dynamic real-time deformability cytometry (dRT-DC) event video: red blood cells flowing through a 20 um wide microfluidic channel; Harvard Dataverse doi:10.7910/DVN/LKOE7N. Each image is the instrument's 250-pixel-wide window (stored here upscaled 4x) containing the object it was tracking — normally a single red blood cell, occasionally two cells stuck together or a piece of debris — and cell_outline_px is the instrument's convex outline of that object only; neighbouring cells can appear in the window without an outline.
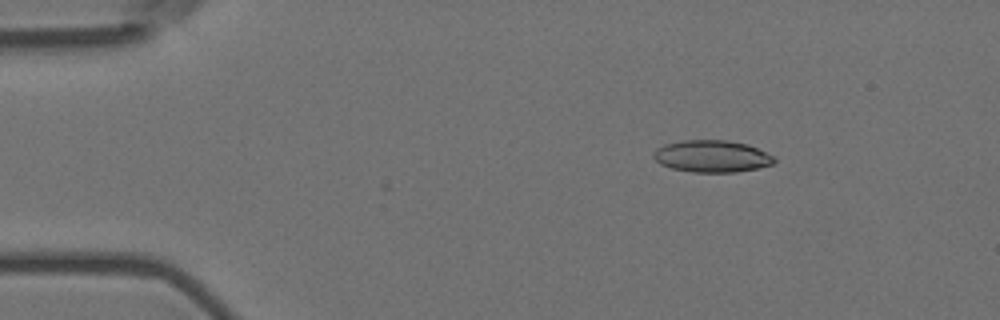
{"species": "Egyptian fruit bat (a non-hibernating species)", "species_latin": "Rousettus aegyptiacus", "temperature_condition": "room temperature", "stored_images_in_passage": 5, "camera_frame_rate_fps": 3000, "um_per_image_px": 0.085, "animal": {"sex": "female"}, "frame": {"image": 1, "passage_image": 2, "time_ms": 0.333, "image_size_px": [1000, 320], "cell_outline_px": [[776, 160], [772, 164], [756, 168], [736, 172], [692, 172], [672, 168], [660, 164], [652, 156], [652, 152], [656, 148], [664, 144], [684, 140], [728, 140], [748, 144], [772, 156]], "centroid_in_image_um": [60.46, 13.27], "position_along_channel_um": 24.5, "area_um2": 22.43}}
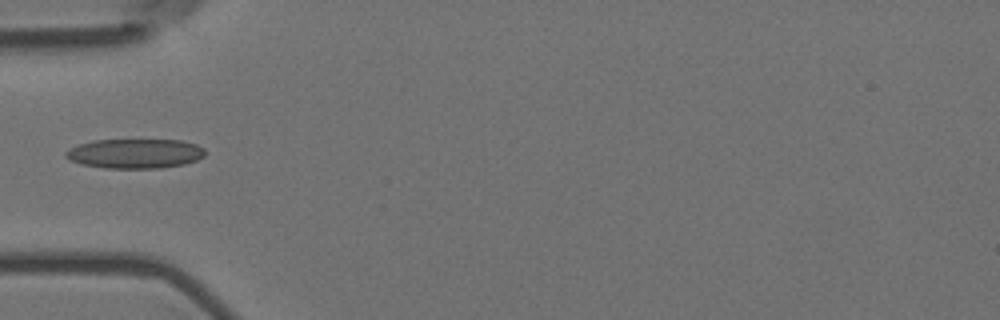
{"frame": {"image": 2, "passage_image": 5, "time_ms": 1.333, "image_size_px": [1000, 320], "cell_outline_px": [[204, 156], [196, 160], [184, 164], [160, 168], [104, 168], [80, 164], [64, 156], [64, 152], [68, 148], [92, 140], [180, 140], [196, 144], [204, 148]], "centroid_in_image_um": [11.45, 13.05], "position_along_channel_um": 73.6, "area_um2": 24.04}}